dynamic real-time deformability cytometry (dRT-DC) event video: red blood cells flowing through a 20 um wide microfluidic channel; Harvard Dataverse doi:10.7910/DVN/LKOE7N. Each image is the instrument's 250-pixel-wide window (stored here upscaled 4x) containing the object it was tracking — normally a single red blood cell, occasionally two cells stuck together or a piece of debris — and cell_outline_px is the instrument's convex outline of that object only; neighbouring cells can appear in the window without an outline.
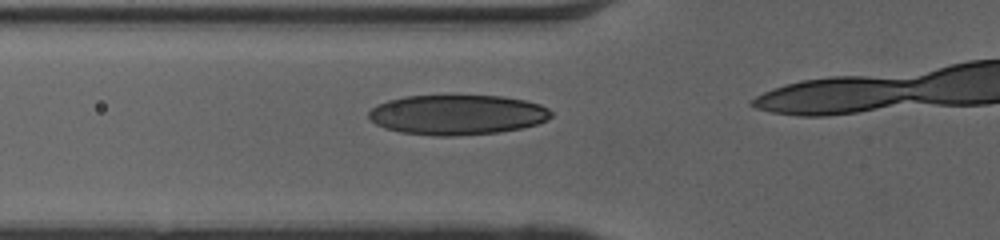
{"species": "human", "species_latin": "Homo sapiens", "temperature_condition": "cold", "stored_images_in_passage": 14, "camera_frame_rate_fps": 3000, "um_per_image_px": 0.085, "donor": {"sex": "female"}, "frame": {"image": 1, "passage_image": 10, "time_ms": 3.0, "image_size_px": [1000, 240], "cell_outline_px": [[552, 116], [548, 120], [536, 124], [520, 128], [496, 132], [456, 136], [432, 136], [400, 132], [384, 128], [376, 124], [368, 116], [368, 112], [376, 104], [388, 100], [404, 96], [500, 96], [524, 100], [540, 104], [548, 108], [552, 112]], "centroid_in_image_um": [38.84, 9.76], "position_along_channel_um": 87.0, "area_um2": 42.54}}